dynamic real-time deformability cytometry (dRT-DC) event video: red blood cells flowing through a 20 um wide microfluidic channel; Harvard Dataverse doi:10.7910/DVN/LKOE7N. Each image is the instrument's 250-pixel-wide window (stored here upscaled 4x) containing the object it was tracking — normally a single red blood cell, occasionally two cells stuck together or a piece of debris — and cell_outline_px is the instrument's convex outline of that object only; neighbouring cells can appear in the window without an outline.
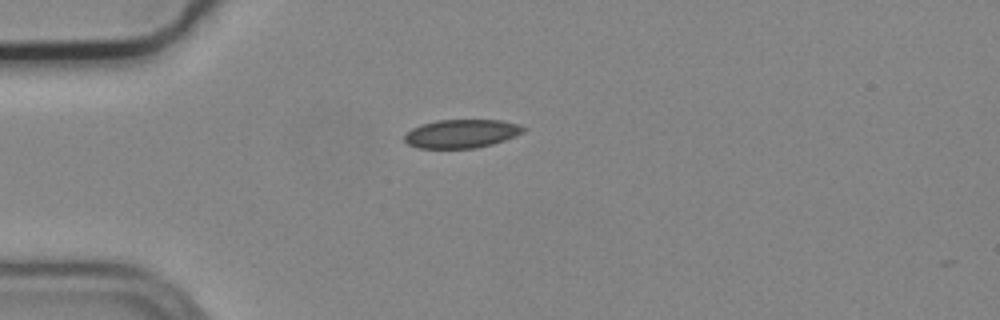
{"species": "common noctule bat (a hibernating species)", "species_latin": "Nyctalus noctula", "temperature_condition": "cold", "stored_images_in_passage": 2, "camera_frame_rate_fps": 3000, "um_per_image_px": 0.085, "animal": {"sex": "male", "body_mass_g": 19.2, "forearm_length_mm": 51.8}, "frame": {"image": 1, "passage_image": 1, "time_ms": 0.0, "image_size_px": [1000, 320], "cell_outline_px": [[528, 128], [524, 132], [516, 136], [492, 144], [476, 148], [420, 148], [408, 144], [404, 140], [404, 136], [412, 128], [436, 120], [500, 120], [520, 124]], "centroid_in_image_um": [39.28, 11.36], "position_along_channel_um": 45.7, "area_um2": 19.77}}